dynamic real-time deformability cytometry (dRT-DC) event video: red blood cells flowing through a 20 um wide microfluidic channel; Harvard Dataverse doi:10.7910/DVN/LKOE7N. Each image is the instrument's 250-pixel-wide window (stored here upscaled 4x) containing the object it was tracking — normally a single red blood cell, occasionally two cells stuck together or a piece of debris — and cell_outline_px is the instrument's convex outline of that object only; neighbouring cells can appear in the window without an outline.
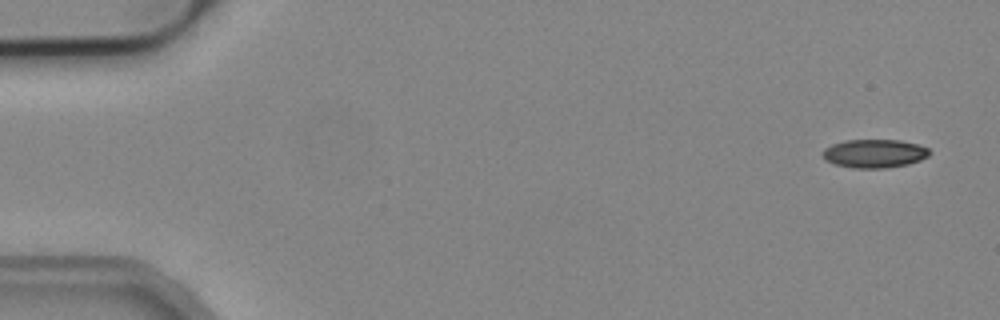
{"species": "common noctule bat (a hibernating species)", "species_latin": "Nyctalus noctula", "temperature_condition": "cold", "stored_images_in_passage": 5, "camera_frame_rate_fps": 3000, "um_per_image_px": 0.085, "animal": {"sex": "male", "body_mass_g": 19.2, "forearm_length_mm": 51.8}, "frame": {"image": 1, "passage_image": 1, "time_ms": 0.0, "image_size_px": [1000, 320], "cell_outline_px": [[928, 156], [920, 160], [908, 164], [884, 168], [852, 168], [836, 164], [824, 160], [820, 152], [824, 148], [832, 144], [848, 140], [900, 140], [916, 144], [928, 148]], "centroid_in_image_um": [74.27, 13.05], "position_along_channel_um": 10.7, "area_um2": 17.69}}